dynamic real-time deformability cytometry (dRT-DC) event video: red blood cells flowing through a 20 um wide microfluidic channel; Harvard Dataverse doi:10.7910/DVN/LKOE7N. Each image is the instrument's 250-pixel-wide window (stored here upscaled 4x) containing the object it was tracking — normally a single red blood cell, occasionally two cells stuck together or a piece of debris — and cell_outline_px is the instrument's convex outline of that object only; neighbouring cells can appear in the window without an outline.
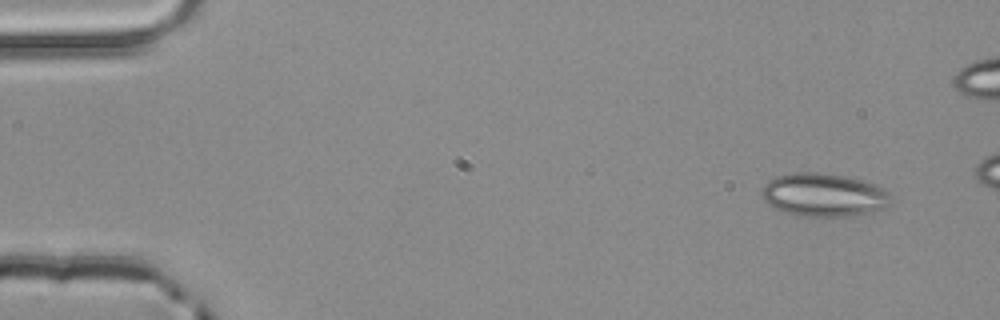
{"species": "common noctule bat (a hibernating species)", "species_latin": "Nyctalus noctula", "temperature_condition": "room temperature", "stored_images_in_passage": 4, "camera_frame_rate_fps": 3000, "um_per_image_px": 0.085, "animal": {"sex": "male", "body_mass_g": 20.4}, "frame": {"image": 1, "passage_image": 1, "time_ms": 0.0, "image_size_px": [1000, 320], "cell_outline_px": [[892, 204], [884, 208], [872, 212], [848, 216], [800, 216], [784, 212], [768, 204], [760, 196], [760, 192], [764, 184], [768, 180], [776, 176], [792, 172], [816, 172], [844, 176], [864, 180], [876, 184], [884, 188], [888, 192], [892, 200]], "centroid_in_image_um": [70.02, 16.56], "position_along_channel_um": 15.0, "area_um2": 32.95}}